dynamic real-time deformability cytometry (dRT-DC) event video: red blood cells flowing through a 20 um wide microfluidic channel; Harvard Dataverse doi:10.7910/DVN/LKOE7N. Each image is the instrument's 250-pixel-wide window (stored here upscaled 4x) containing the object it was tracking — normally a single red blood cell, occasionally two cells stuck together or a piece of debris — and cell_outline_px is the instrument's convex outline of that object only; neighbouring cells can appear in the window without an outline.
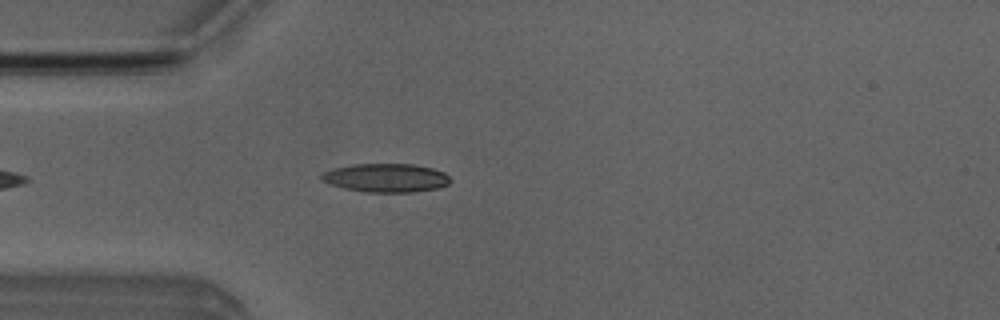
{"species": "Egyptian fruit bat (a non-hibernating species)", "species_latin": "Rousettus aegyptiacus", "temperature_condition": "room temperature", "stored_images_in_passage": 44, "camera_frame_rate_fps": 3000, "um_per_image_px": 0.085, "animal": {"sex": "male"}, "frame": {"image": 1, "passage_image": 6, "time_ms": 1.667, "image_size_px": [1000, 320], "cell_outline_px": [[452, 180], [448, 184], [436, 188], [412, 192], [368, 192], [344, 188], [332, 184], [324, 180], [320, 176], [324, 172], [332, 168], [352, 164], [412, 164], [432, 168], [444, 172]], "centroid_in_image_um": [32.83, 15.11], "position_along_channel_um": 52.2, "area_um2": 21.27}}
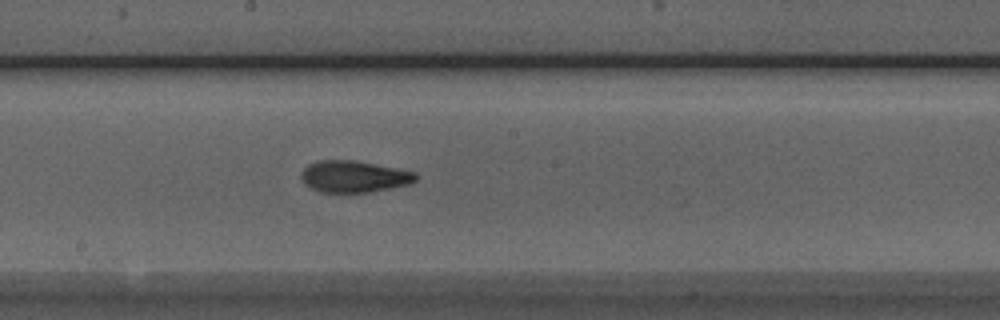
{"frame": {"image": 2, "passage_image": 19, "time_ms": 6.0, "image_size_px": [1000, 320], "cell_outline_px": [[416, 180], [408, 184], [368, 192], [320, 192], [304, 184], [300, 176], [300, 172], [308, 164], [316, 160], [356, 160], [416, 172]], "centroid_in_image_um": [30.03, 14.99], "position_along_channel_um": 218.2, "area_um2": 21.1}}
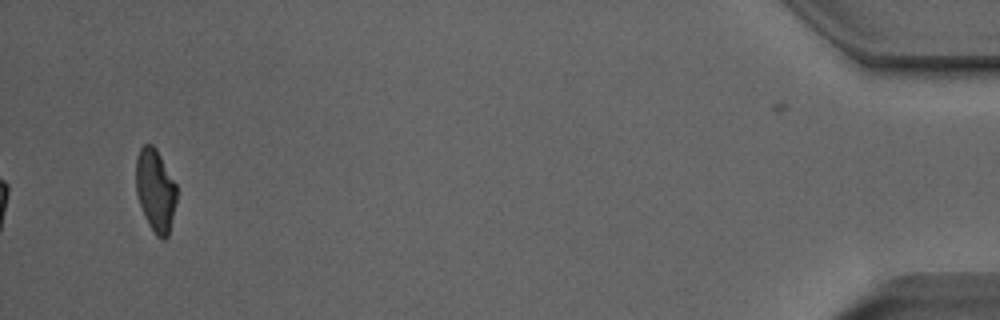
{"frame": {"image": 3, "passage_image": 41, "time_ms": 13.333, "image_size_px": [1000, 320], "cell_outline_px": [[176, 204], [168, 236], [164, 240], [160, 240], [156, 236], [148, 224], [144, 216], [136, 192], [136, 160], [140, 148], [144, 144], [152, 144], [156, 148], [176, 184]], "centroid_in_image_um": [13.21, 16.2], "position_along_channel_um": 422.0, "area_um2": 19.65}, "authors_computed_cell_mechanics": {"area_um2": 20.6635, "velocity_mm_per_s": 3.9885, "shape_relaxation_time_tau1_ms": 10.8168, "shape_relaxation_time_tau2_ms": 1.5953, "deformation_change_tau1": 0.2645, "deformation_change_tau2": 0.0929}}